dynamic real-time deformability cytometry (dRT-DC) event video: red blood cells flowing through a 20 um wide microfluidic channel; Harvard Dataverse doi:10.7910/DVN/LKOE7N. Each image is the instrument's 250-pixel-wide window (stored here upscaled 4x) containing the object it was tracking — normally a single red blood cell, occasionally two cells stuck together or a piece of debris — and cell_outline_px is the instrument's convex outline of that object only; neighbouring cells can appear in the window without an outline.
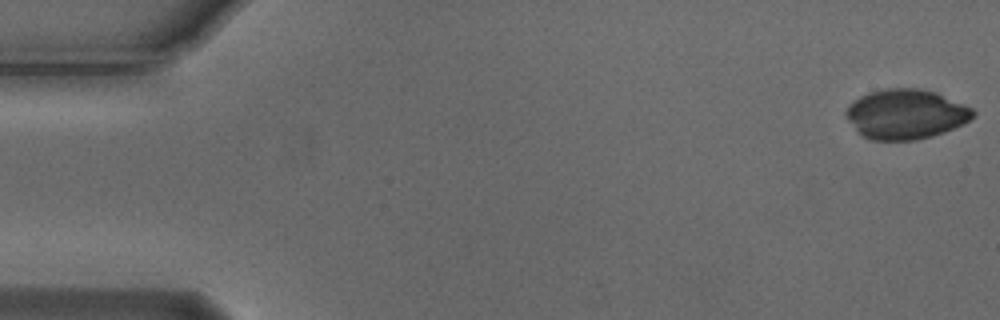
{"species": "Egyptian fruit bat (a non-hibernating species)", "species_latin": "Rousettus aegyptiacus", "temperature_condition": "cold", "stored_images_in_passage": 4, "camera_frame_rate_fps": 3000, "um_per_image_px": 0.085, "animal": {"sex": "male"}, "frame": {"image": 1, "passage_image": 1, "time_ms": 0.0, "image_size_px": [1000, 320], "cell_outline_px": [[976, 112], [968, 120], [944, 132], [932, 136], [916, 140], [872, 140], [860, 136], [856, 132], [848, 120], [844, 112], [852, 100], [868, 92], [884, 88], [920, 88], [936, 92], [964, 104], [972, 108]], "centroid_in_image_um": [76.93, 9.7], "position_along_channel_um": 8.1, "area_um2": 37.05}}